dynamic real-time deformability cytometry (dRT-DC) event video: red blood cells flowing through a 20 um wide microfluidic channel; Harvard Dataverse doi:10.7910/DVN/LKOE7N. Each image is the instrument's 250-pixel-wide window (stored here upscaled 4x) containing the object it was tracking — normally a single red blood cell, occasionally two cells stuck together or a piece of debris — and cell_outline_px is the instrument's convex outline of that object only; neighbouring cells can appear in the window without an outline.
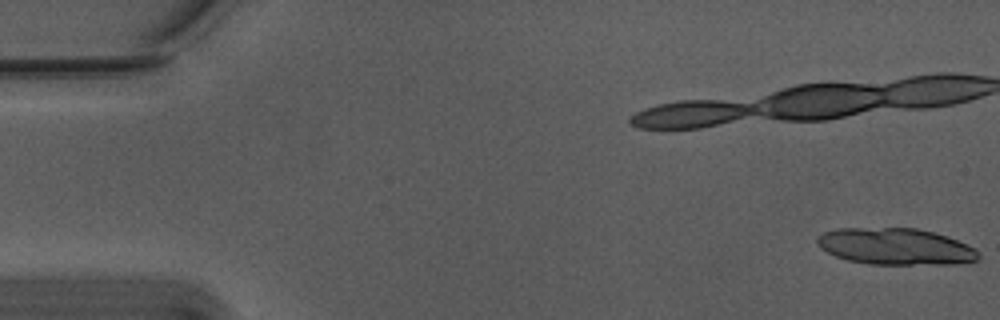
{"species": "Egyptian fruit bat (a non-hibernating species)", "species_latin": "Rousettus aegyptiacus", "temperature_condition": "warm", "stored_images_in_passage": 16, "camera_frame_rate_fps": 3000, "um_per_image_px": 0.085, "animal": {"sex": "male"}, "frame": {"image": 1, "passage_image": 1, "time_ms": 0.0, "image_size_px": [1000, 320], "cell_outline_px": [[980, 256], [976, 260], [956, 264], [868, 264], [848, 260], [836, 256], [820, 248], [816, 240], [824, 232], [840, 228], [916, 228], [948, 236], [976, 248]], "centroid_in_image_um": [76.15, 20.95], "position_along_channel_um": 8.9, "area_um2": 34.28}}